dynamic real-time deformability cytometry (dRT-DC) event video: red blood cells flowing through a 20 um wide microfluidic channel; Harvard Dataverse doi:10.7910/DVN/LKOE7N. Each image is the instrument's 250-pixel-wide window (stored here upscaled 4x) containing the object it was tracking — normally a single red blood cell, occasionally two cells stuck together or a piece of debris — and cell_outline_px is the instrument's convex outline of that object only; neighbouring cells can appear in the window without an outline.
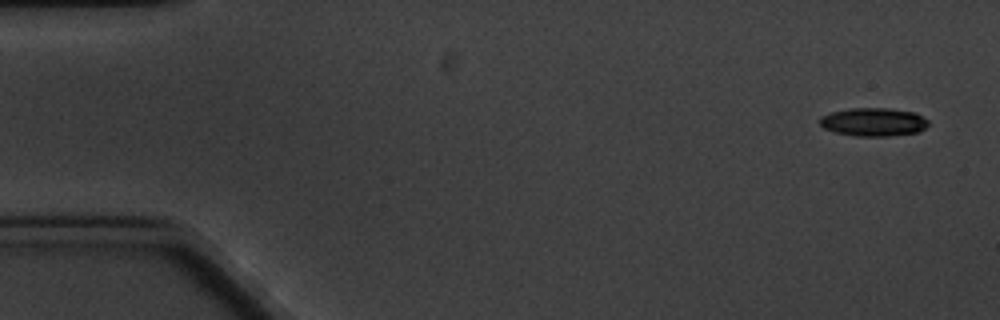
{"species": "common noctule bat (a hibernating species)", "species_latin": "Nyctalus noctula", "temperature_condition": "cold", "stored_images_in_passage": 5, "camera_frame_rate_fps": 3000, "um_per_image_px": 0.085, "animal": {"sex": "male", "body_mass_g": 20.1, "forearm_length_mm": 53.5}, "frame": {"image": 1, "passage_image": 1, "time_ms": 0.0, "image_size_px": [1000, 320], "cell_outline_px": [[928, 124], [920, 132], [888, 136], [856, 136], [836, 132], [824, 128], [820, 124], [820, 116], [832, 112], [852, 108], [888, 108], [916, 112], [928, 120]], "centroid_in_image_um": [74.27, 10.36], "position_along_channel_um": 10.7, "area_um2": 17.92}}
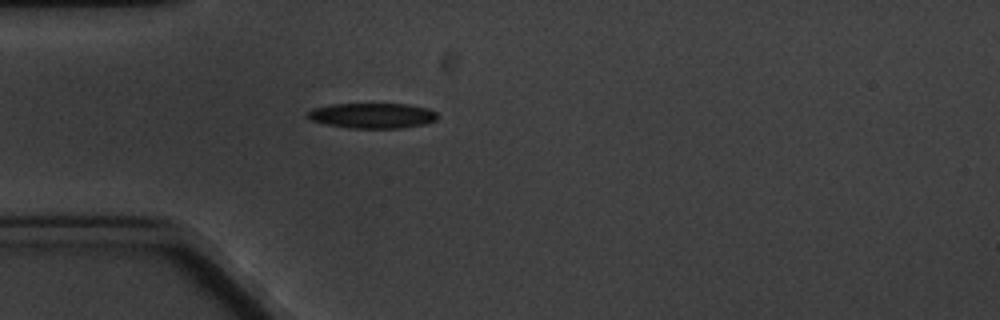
{"frame": {"image": 2, "passage_image": 5, "time_ms": 4.667, "image_size_px": [1000, 320], "cell_outline_px": [[440, 116], [436, 120], [424, 124], [400, 128], [348, 128], [328, 124], [312, 120], [304, 116], [312, 108], [332, 104], [408, 104], [428, 108], [436, 112]], "centroid_in_image_um": [31.67, 9.82], "position_along_channel_um": 53.3, "area_um2": 19.19}}